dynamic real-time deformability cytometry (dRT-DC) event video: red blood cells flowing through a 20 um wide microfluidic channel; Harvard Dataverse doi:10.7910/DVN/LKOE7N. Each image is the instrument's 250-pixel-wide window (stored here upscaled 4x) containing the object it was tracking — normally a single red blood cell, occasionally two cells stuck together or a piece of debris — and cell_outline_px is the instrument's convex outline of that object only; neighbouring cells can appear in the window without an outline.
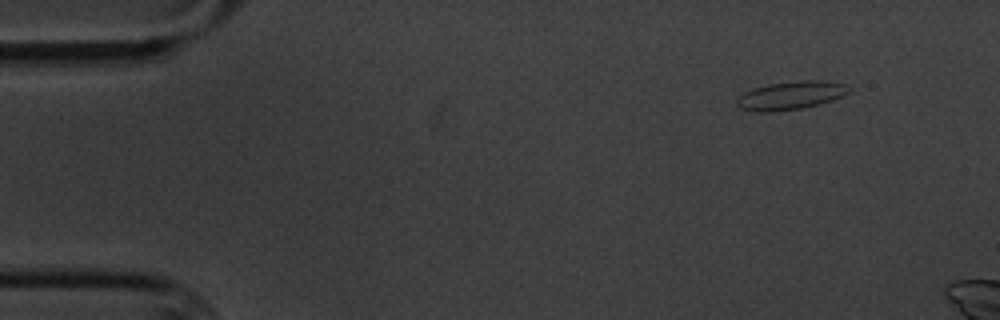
{"species": "common noctule bat (a hibernating species)", "species_latin": "Nyctalus noctula", "temperature_condition": "cold", "stored_images_in_passage": 3, "camera_frame_rate_fps": 3000, "um_per_image_px": 0.085, "animal": {"sex": "male", "body_mass_g": 20.1, "forearm_length_mm": 53.5}, "frame": {"image": 1, "passage_image": 1, "time_ms": 0.0, "image_size_px": [1000, 320], "cell_outline_px": [[852, 88], [848, 92], [832, 100], [820, 104], [800, 108], [768, 112], [756, 112], [740, 108], [736, 104], [736, 100], [744, 92], [752, 88], [768, 84], [800, 80], [824, 80], [848, 84]], "centroid_in_image_um": [67.22, 8.1], "position_along_channel_um": 17.8, "area_um2": 18.55}}